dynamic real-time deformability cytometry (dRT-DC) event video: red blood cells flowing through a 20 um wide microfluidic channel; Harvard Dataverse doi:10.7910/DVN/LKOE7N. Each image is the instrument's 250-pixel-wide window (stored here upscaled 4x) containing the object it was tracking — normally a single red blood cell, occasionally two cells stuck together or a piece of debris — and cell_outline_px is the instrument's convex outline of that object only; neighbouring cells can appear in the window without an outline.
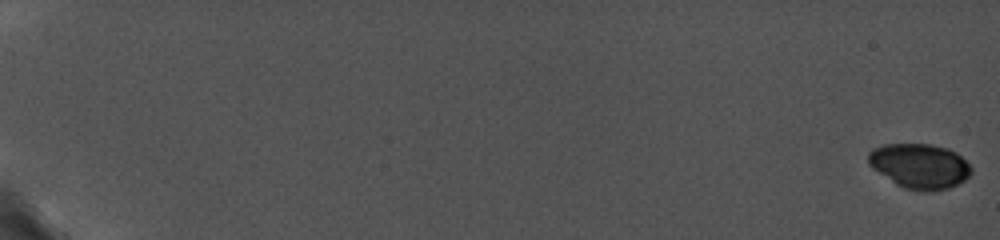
{"species": "common noctule bat (a hibernating species)", "species_latin": "Nyctalus noctula", "temperature_condition": "cold", "stored_images_in_passage": 34, "camera_frame_rate_fps": 5000, "um_per_image_px": 0.085, "animal": {"sex": "female", "body_mass_g": 19.0, "forearm_length_mm": 56.7}, "frame": {"image": 1, "passage_image": 1, "time_ms": 0.0, "image_size_px": [1000, 240], "cell_outline_px": [[972, 172], [964, 180], [948, 188], [928, 192], [924, 192], [904, 188], [896, 184], [872, 168], [868, 164], [868, 152], [872, 148], [884, 144], [928, 144], [948, 148], [956, 152], [972, 168]], "centroid_in_image_um": [78.14, 14.11], "position_along_channel_um": 6.9, "area_um2": 26.93}}
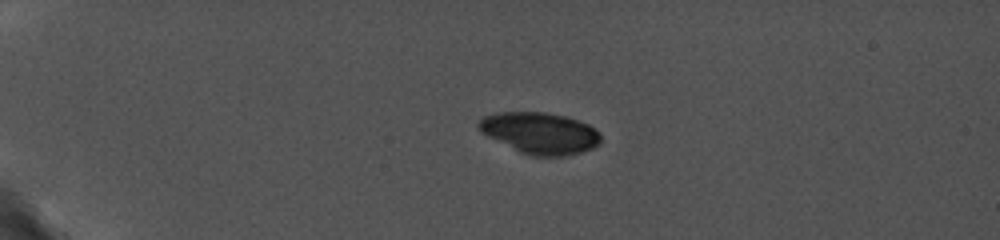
{"frame": {"image": 2, "passage_image": 25, "time_ms": 5.2, "image_size_px": [1000, 240], "cell_outline_px": [[600, 144], [592, 148], [580, 152], [564, 156], [532, 156], [520, 152], [480, 132], [476, 128], [476, 124], [484, 116], [496, 112], [544, 112], [564, 116], [588, 124], [596, 128], [600, 136]], "centroid_in_image_um": [45.87, 11.31], "position_along_channel_um": 39.1, "area_um2": 29.42}}